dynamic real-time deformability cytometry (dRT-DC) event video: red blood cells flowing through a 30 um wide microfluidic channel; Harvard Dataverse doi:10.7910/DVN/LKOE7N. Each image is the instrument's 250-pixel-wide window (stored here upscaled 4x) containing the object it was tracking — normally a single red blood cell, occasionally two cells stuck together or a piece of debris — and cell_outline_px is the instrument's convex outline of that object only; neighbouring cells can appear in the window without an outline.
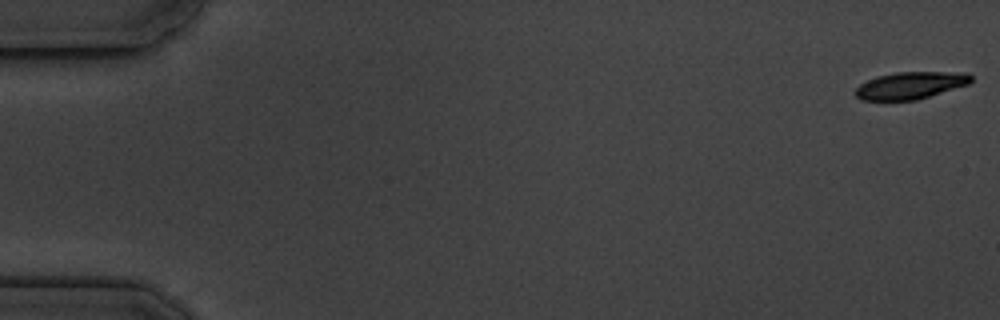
{"species": "common noctule bat (a hibernating species)", "species_latin": "Nyctalus noctula", "temperature_condition": "cold", "stored_images_in_passage": 7, "camera_frame_rate_fps": 3000, "um_per_image_px": 0.085, "animal": {"sex": "male", "body_mass_g": 19.5, "forearm_length_mm": 54.6}, "frame": {"image": 1, "passage_image": 1, "time_ms": 0.0, "image_size_px": [1000, 320], "cell_outline_px": [[972, 80], [968, 84], [916, 100], [860, 100], [856, 96], [856, 88], [860, 84], [876, 76], [896, 72], [968, 72], [972, 76]], "centroid_in_image_um": [77.39, 7.25], "position_along_channel_um": 7.6, "area_um2": 18.21}}
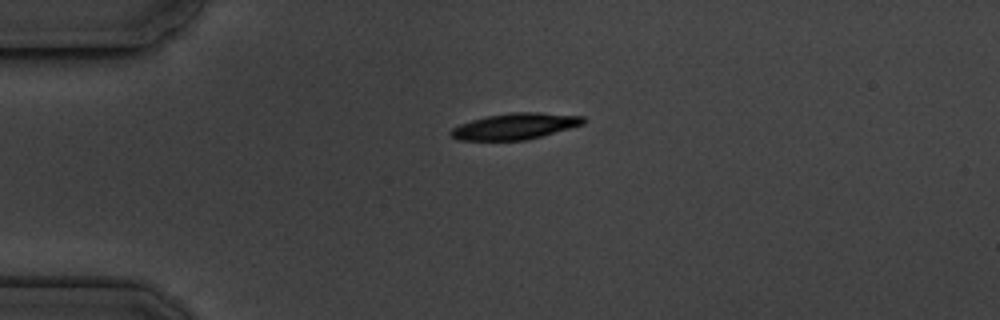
{"frame": {"image": 2, "passage_image": 5, "time_ms": 4.333, "image_size_px": [1000, 320], "cell_outline_px": [[584, 124], [540, 136], [524, 140], [460, 140], [452, 136], [448, 132], [452, 128], [460, 124], [472, 120], [488, 116], [512, 112], [540, 112], [584, 116]], "centroid_in_image_um": [43.77, 10.72], "position_along_channel_um": 41.2, "area_um2": 19.94}}